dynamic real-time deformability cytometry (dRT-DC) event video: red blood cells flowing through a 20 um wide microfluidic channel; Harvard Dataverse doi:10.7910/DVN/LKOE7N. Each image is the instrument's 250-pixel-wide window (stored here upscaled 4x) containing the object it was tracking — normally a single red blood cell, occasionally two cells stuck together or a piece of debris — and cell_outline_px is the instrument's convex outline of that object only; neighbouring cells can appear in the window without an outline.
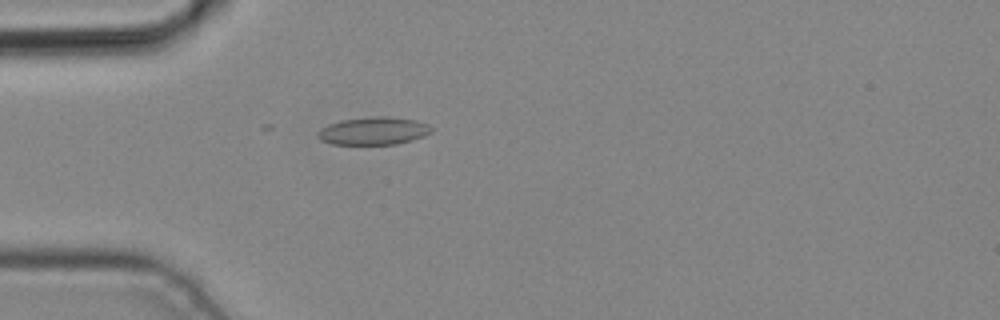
{"species": "common noctule bat (a hibernating species)", "species_latin": "Nyctalus noctula", "temperature_condition": "cold", "stored_images_in_passage": 4, "camera_frame_rate_fps": 3000, "um_per_image_px": 0.085, "animal": {"sex": "male", "body_mass_g": 19.2, "forearm_length_mm": 51.8}, "frame": {"image": 1, "passage_image": 4, "time_ms": 1.0, "image_size_px": [1000, 320], "cell_outline_px": [[432, 132], [424, 136], [412, 140], [396, 144], [332, 144], [320, 140], [316, 136], [316, 132], [320, 128], [328, 124], [340, 120], [376, 116], [388, 116], [416, 120], [428, 124], [432, 128]], "centroid_in_image_um": [31.73, 11.12], "position_along_channel_um": 53.3, "area_um2": 18.55}}